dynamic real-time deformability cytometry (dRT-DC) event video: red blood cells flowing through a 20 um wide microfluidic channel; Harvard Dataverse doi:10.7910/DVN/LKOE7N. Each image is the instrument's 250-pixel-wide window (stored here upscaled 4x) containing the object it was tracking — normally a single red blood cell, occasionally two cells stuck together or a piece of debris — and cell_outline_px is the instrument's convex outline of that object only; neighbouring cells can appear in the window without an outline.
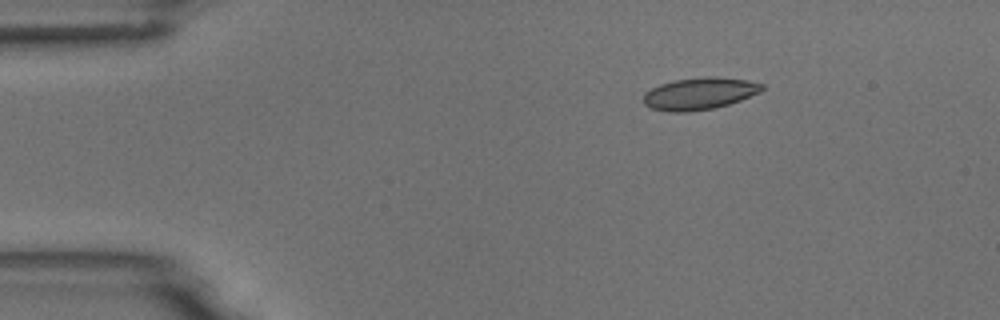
{"species": "common noctule bat (a hibernating species)", "species_latin": "Nyctalus noctula", "temperature_condition": "room temperature", "stored_images_in_passage": 4, "camera_frame_rate_fps": 3000, "um_per_image_px": 0.085, "animal": {"sex": "male", "body_mass_g": 18.8}, "frame": {"image": 1, "passage_image": 2, "time_ms": 1.333, "image_size_px": [1000, 320], "cell_outline_px": [[764, 88], [760, 92], [740, 100], [716, 108], [688, 112], [668, 112], [652, 108], [644, 104], [644, 92], [660, 84], [672, 80], [704, 76], [712, 76], [748, 80], [764, 84]], "centroid_in_image_um": [59.45, 7.95], "position_along_channel_um": 25.5, "area_um2": 22.31}}